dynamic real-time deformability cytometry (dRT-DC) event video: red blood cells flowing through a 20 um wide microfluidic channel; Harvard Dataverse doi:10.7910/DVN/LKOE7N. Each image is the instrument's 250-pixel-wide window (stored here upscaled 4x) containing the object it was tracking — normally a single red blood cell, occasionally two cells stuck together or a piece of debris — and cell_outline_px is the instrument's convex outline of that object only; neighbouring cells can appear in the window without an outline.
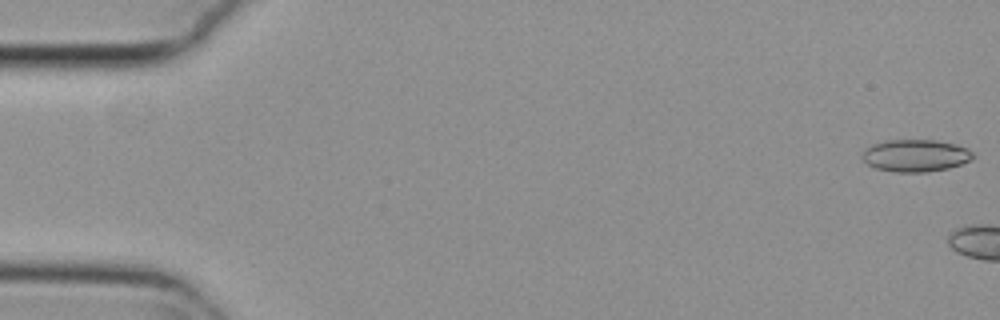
{"species": "common noctule bat (a hibernating species)", "species_latin": "Nyctalus noctula", "temperature_condition": "cold", "stored_images_in_passage": 4, "camera_frame_rate_fps": 3000, "um_per_image_px": 0.085, "animal": {"sex": "female", "body_mass_g": 29.2, "forearm_length_mm": 56.3}, "frame": {"image": 1, "passage_image": 1, "time_ms": 0.0, "image_size_px": [1000, 320], "cell_outline_px": [[976, 156], [972, 160], [948, 168], [924, 172], [892, 172], [876, 168], [868, 164], [860, 156], [864, 148], [872, 144], [888, 140], [936, 140], [956, 144], [968, 148]], "centroid_in_image_um": [77.82, 13.22], "position_along_channel_um": 7.2, "area_um2": 20.98}}